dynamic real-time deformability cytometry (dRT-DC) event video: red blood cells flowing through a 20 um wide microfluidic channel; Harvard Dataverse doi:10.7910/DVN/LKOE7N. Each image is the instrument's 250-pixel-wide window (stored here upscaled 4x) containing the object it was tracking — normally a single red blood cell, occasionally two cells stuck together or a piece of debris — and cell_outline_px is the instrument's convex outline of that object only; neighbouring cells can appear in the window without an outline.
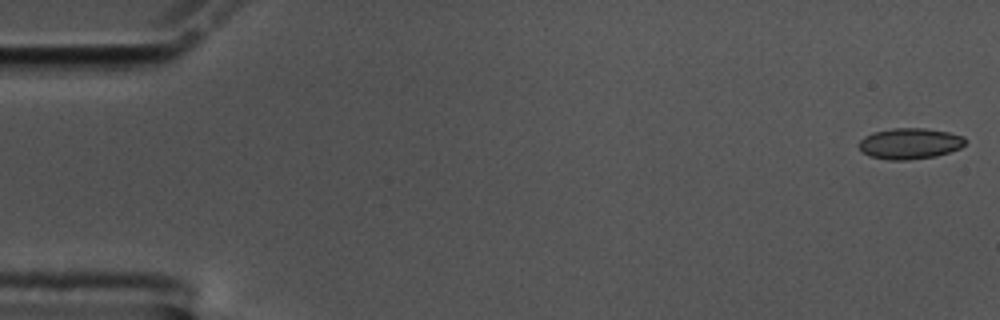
{"species": "common noctule bat (a hibernating species)", "species_latin": "Nyctalus noctula", "temperature_condition": "cold", "stored_images_in_passage": 56, "camera_frame_rate_fps": 3000, "um_per_image_px": 0.085, "animal": {"sex": "male", "body_mass_g": 17.5, "forearm_length_mm": 52.3}, "frame": {"image": 1, "passage_image": 1, "time_ms": 0.0, "image_size_px": [1000, 320], "cell_outline_px": [[968, 140], [960, 148], [936, 156], [908, 160], [888, 160], [868, 156], [860, 148], [860, 140], [864, 136], [872, 132], [892, 128], [924, 128], [948, 132], [964, 136]], "centroid_in_image_um": [77.34, 12.2], "position_along_channel_um": 7.7, "area_um2": 19.25}}
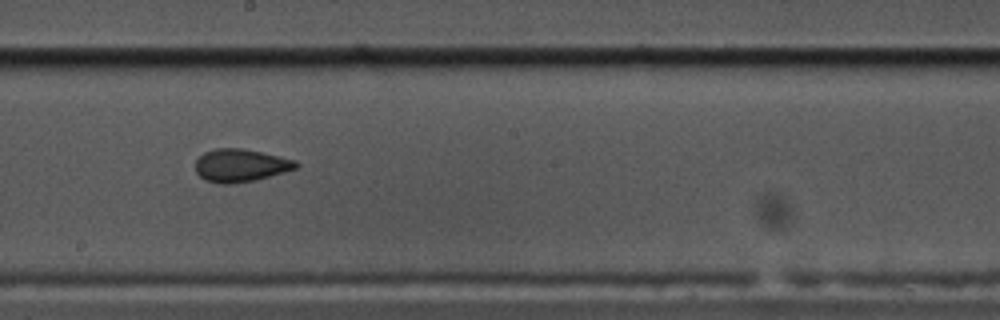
{"frame": {"image": 2, "passage_image": 31, "time_ms": 10.0, "image_size_px": [1000, 320], "cell_outline_px": [[300, 168], [256, 180], [232, 184], [220, 184], [204, 180], [196, 172], [196, 160], [204, 152], [216, 148], [244, 148], [296, 160], [300, 164]], "centroid_in_image_um": [20.48, 14.07], "position_along_channel_um": 227.7, "area_um2": 19.54}}
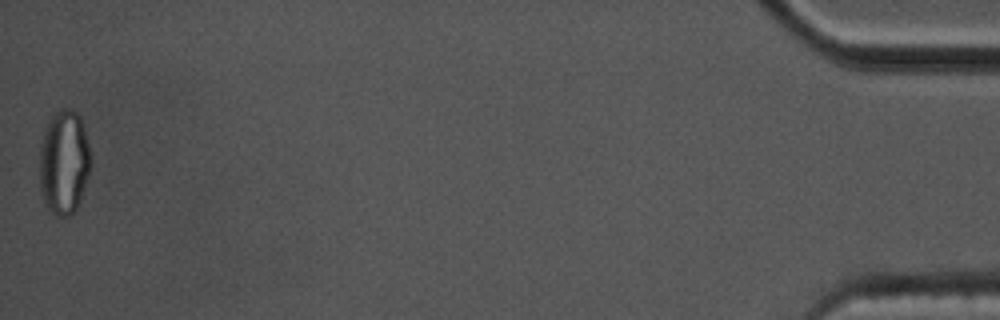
{"frame": {"image": 3, "passage_image": 56, "time_ms": 18.333, "image_size_px": [1000, 320], "cell_outline_px": [[92, 164], [80, 200], [76, 208], [68, 216], [56, 216], [44, 204], [40, 188], [40, 144], [48, 120], [56, 112], [64, 108], [68, 108], [76, 112], [80, 116], [88, 144], [92, 160]], "centroid_in_image_um": [5.44, 13.8], "position_along_channel_um": 429.8, "area_um2": 31.15}, "authors_computed_cell_mechanics": {"area_um2": 19.1029, "velocity_mm_per_s": 3.5693, "shape_relaxation_time_tau1_ms": null, "shape_relaxation_time_tau2_ms": 1.6182, "deformation_change_tau1": null, "deformation_change_tau2": 0.0645}}